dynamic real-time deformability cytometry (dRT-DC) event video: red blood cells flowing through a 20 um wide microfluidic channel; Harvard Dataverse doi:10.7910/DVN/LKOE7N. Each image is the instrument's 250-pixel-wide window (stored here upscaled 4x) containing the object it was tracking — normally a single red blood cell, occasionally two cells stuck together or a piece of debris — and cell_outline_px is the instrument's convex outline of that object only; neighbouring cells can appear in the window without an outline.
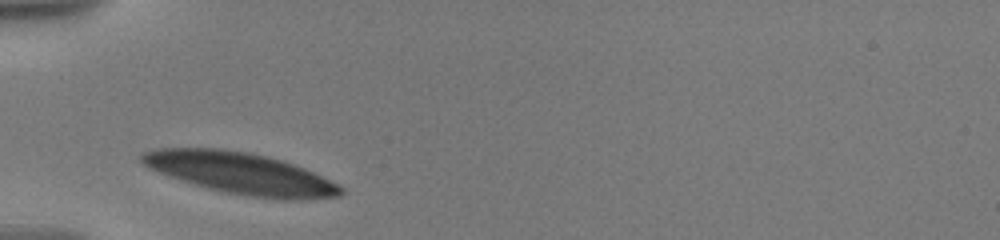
{"species": "human", "species_latin": "Homo sapiens", "temperature_condition": "warm", "stored_images_in_passage": 19, "camera_frame_rate_fps": 3000, "um_per_image_px": 0.085, "donor": {"sex": "male"}, "frame": {"image": 1, "passage_image": 1, "time_ms": 0.0, "image_size_px": [1000, 240], "cell_outline_px": [[344, 192], [340, 196], [308, 200], [284, 200], [248, 196], [224, 192], [192, 184], [180, 180], [148, 168], [140, 160], [140, 156], [144, 152], [160, 148], [220, 148], [248, 152], [268, 156], [284, 160], [304, 168], [344, 188]], "centroid_in_image_um": [20.47, 14.74], "position_along_channel_um": 64.5, "area_um2": 48.21}}
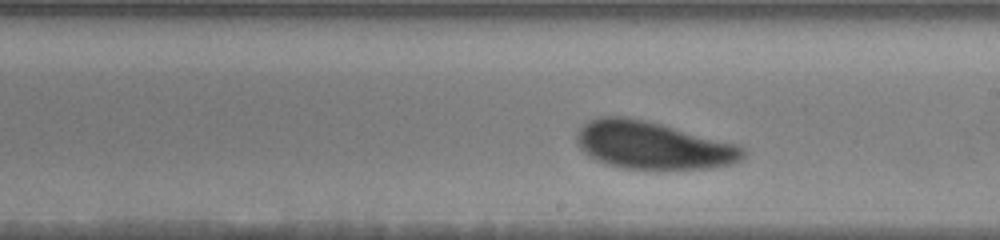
{"frame": {"image": 2, "passage_image": 11, "time_ms": 5.0, "image_size_px": [1000, 240], "cell_outline_px": [[744, 156], [740, 160], [732, 164], [708, 168], [624, 168], [604, 164], [588, 156], [576, 144], [576, 132], [588, 120], [600, 116], [624, 116], [644, 120], [660, 124], [736, 144], [744, 148]], "centroid_in_image_um": [55.42, 12.34], "position_along_channel_um": 233.6, "area_um2": 45.72}}
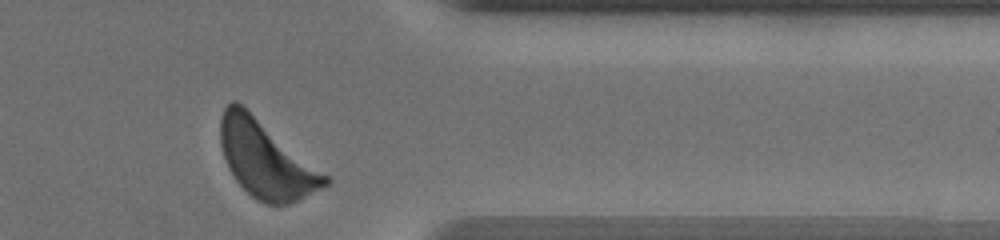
{"frame": {"image": 3, "passage_image": 19, "time_ms": 9.667, "image_size_px": [1000, 240], "cell_outline_px": [[332, 180], [328, 184], [300, 200], [288, 204], [264, 204], [256, 200], [236, 180], [228, 168], [220, 144], [220, 120], [224, 108], [232, 100], [236, 100], [328, 176]], "centroid_in_image_um": [22.58, 13.57], "position_along_channel_um": 388.8, "area_um2": 46.12}, "authors_computed_cell_mechanics": {"area_um2": 46.7024, "velocity_mm_per_s": 3.4921, "shape_relaxation_time_tau1_ms": 1.8445, "shape_relaxation_time_tau2_ms": null, "deformation_change_tau1": 0.1, "deformation_change_tau2": null}}